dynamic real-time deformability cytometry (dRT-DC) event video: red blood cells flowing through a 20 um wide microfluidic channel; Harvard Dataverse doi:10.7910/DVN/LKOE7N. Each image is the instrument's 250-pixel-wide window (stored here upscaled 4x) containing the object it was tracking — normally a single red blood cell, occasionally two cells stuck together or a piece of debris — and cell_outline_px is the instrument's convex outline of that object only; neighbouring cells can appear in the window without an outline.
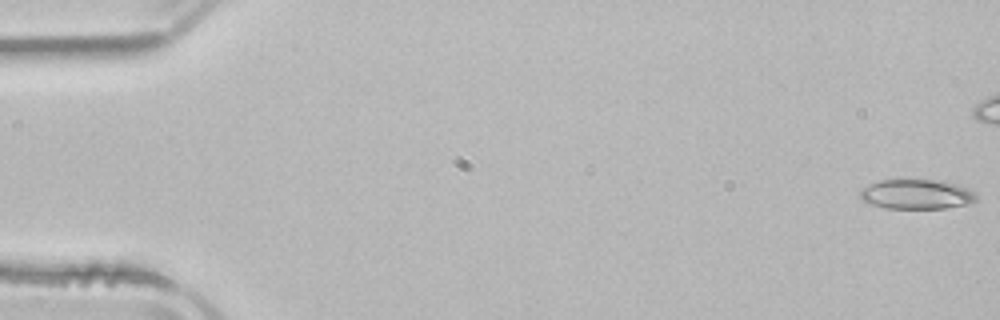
{"species": "common noctule bat (a hibernating species)", "species_latin": "Nyctalus noctula", "temperature_condition": "room temperature", "stored_images_in_passage": 43, "camera_frame_rate_fps": 3000, "um_per_image_px": 0.085, "animal": {"sex": "male", "body_mass_g": 21.5, "forearm_length_mm": 52.0}, "frame": {"image": 1, "passage_image": 1, "time_ms": 0.0, "image_size_px": [1000, 320], "cell_outline_px": [[976, 200], [968, 204], [944, 208], [884, 208], [868, 204], [860, 200], [860, 188], [868, 184], [880, 180], [940, 180], [956, 184], [968, 188], [976, 192]], "centroid_in_image_um": [77.86, 16.51], "position_along_channel_um": 7.1, "area_um2": 20.35}}
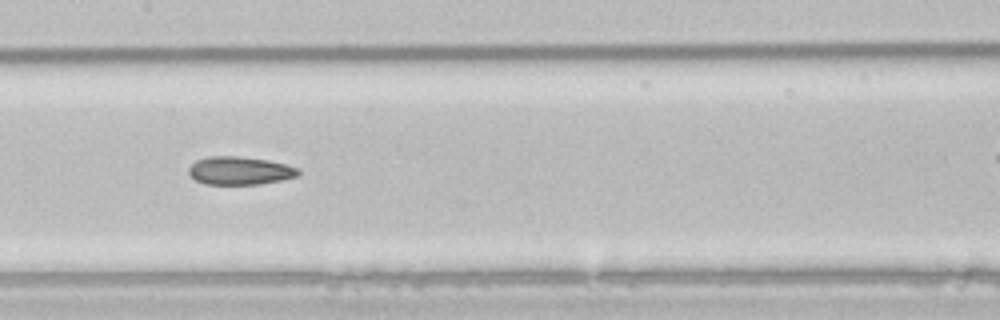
{"frame": {"image": 2, "passage_image": 26, "time_ms": 8.333, "image_size_px": [1000, 320], "cell_outline_px": [[300, 172], [296, 176], [280, 180], [260, 184], [204, 184], [196, 180], [188, 172], [188, 168], [196, 160], [208, 156], [236, 156], [268, 160], [300, 168]], "centroid_in_image_um": [20.37, 14.5], "position_along_channel_um": 187.0, "area_um2": 17.86}}
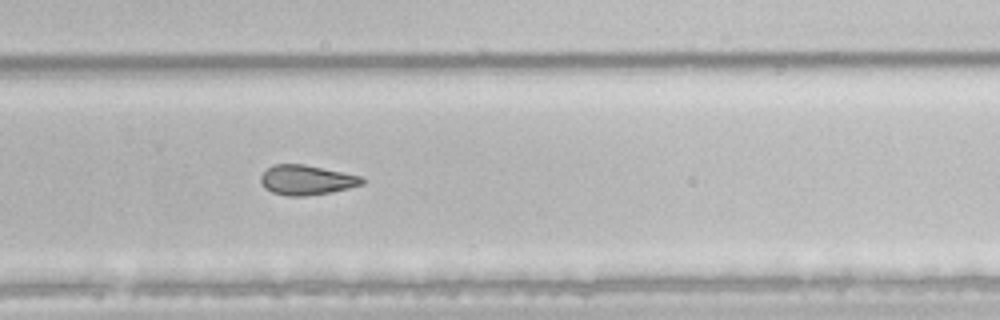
{"frame": {"image": 3, "passage_image": 35, "time_ms": 11.333, "image_size_px": [1000, 320], "cell_outline_px": [[364, 184], [332, 192], [304, 196], [288, 196], [272, 192], [264, 188], [260, 180], [260, 176], [272, 164], [304, 164], [360, 176], [364, 180]], "centroid_in_image_um": [26.03, 15.3], "position_along_channel_um": 303.8, "area_um2": 17.51}}